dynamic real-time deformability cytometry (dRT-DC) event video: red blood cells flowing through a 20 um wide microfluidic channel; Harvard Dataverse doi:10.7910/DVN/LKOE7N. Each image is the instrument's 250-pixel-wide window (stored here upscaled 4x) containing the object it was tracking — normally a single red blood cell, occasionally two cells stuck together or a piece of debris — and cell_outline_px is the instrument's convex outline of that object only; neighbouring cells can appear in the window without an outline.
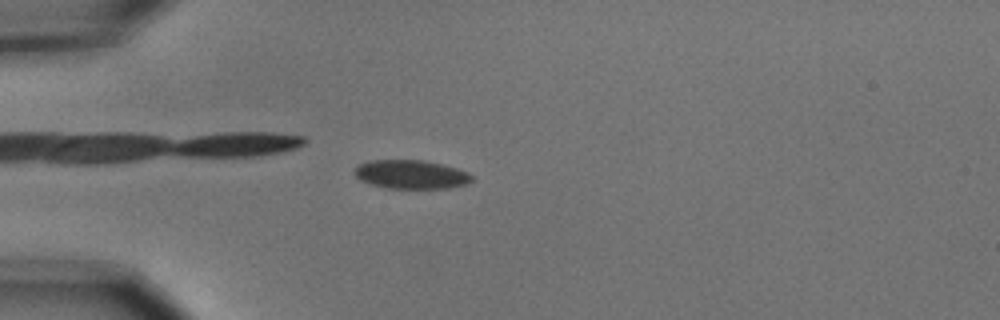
{"species": "common noctule bat (a hibernating species)", "species_latin": "Nyctalus noctula", "temperature_condition": "cold", "stored_images_in_passage": 3, "camera_frame_rate_fps": 3000, "um_per_image_px": 0.085, "animal": {"sex": "male", "body_mass_g": 15.6}, "frame": {"image": 1, "passage_image": 3, "time_ms": 0.667, "image_size_px": [1000, 320], "cell_outline_px": [[472, 180], [468, 184], [448, 188], [388, 188], [372, 184], [360, 180], [352, 172], [356, 164], [368, 160], [424, 160], [444, 164], [468, 172], [472, 176]], "centroid_in_image_um": [34.91, 14.81], "position_along_channel_um": 50.1, "area_um2": 19.88}}